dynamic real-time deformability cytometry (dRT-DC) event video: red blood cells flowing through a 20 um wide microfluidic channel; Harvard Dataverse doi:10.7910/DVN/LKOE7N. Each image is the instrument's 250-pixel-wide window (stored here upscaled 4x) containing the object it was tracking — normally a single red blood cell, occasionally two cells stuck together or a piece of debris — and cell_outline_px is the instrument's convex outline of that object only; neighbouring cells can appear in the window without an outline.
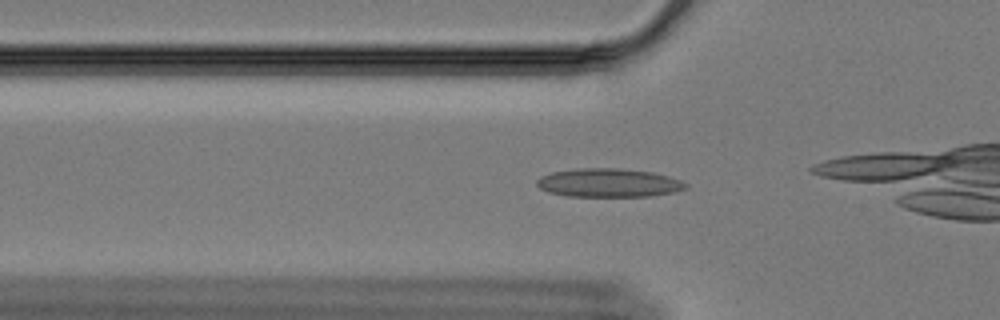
{"species": "Egyptian fruit bat (a non-hibernating species)", "species_latin": "Rousettus aegyptiacus", "temperature_condition": "cold", "stored_images_in_passage": 35, "camera_frame_rate_fps": 3000, "um_per_image_px": 0.085, "animal": {"sex": "female"}, "frame": {"image": 1, "passage_image": 6, "time_ms": 1.667, "image_size_px": [1000, 320], "cell_outline_px": [[688, 188], [676, 192], [648, 196], [568, 196], [548, 192], [540, 188], [536, 184], [536, 180], [540, 176], [552, 172], [576, 168], [620, 168], [652, 172], [668, 176], [680, 180], [688, 184]], "centroid_in_image_um": [51.74, 15.53], "position_along_channel_um": 74.1, "area_um2": 24.91}}
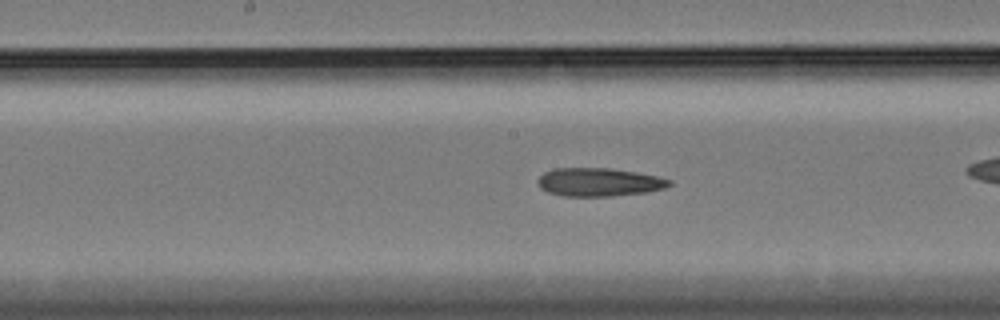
{"frame": {"image": 2, "passage_image": 17, "time_ms": 5.333, "image_size_px": [1000, 320], "cell_outline_px": [[672, 184], [664, 188], [644, 192], [612, 196], [564, 196], [548, 192], [540, 188], [536, 180], [544, 172], [556, 168], [612, 168], [636, 172], [656, 176], [672, 180]], "centroid_in_image_um": [50.89, 15.47], "position_along_channel_um": 197.3, "area_um2": 21.68}}
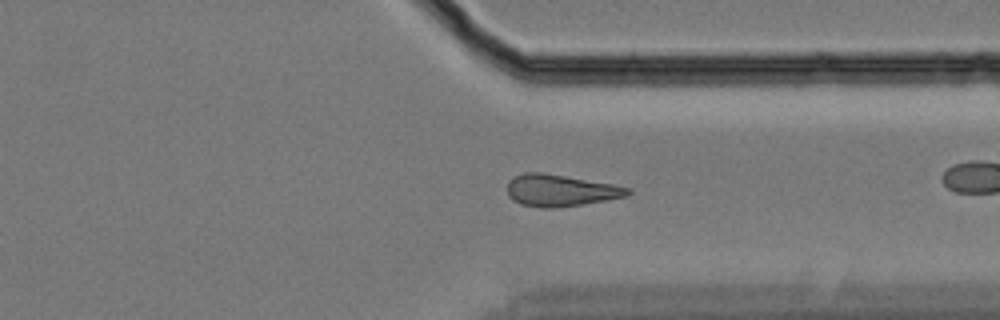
{"frame": {"image": 3, "passage_image": 32, "time_ms": 10.333, "image_size_px": [1000, 320], "cell_outline_px": [[632, 192], [624, 196], [604, 200], [556, 208], [540, 208], [520, 204], [512, 200], [508, 196], [508, 180], [524, 172], [540, 172], [612, 184], [628, 188]], "centroid_in_image_um": [47.56, 16.19], "position_along_channel_um": 363.8, "area_um2": 21.96}}